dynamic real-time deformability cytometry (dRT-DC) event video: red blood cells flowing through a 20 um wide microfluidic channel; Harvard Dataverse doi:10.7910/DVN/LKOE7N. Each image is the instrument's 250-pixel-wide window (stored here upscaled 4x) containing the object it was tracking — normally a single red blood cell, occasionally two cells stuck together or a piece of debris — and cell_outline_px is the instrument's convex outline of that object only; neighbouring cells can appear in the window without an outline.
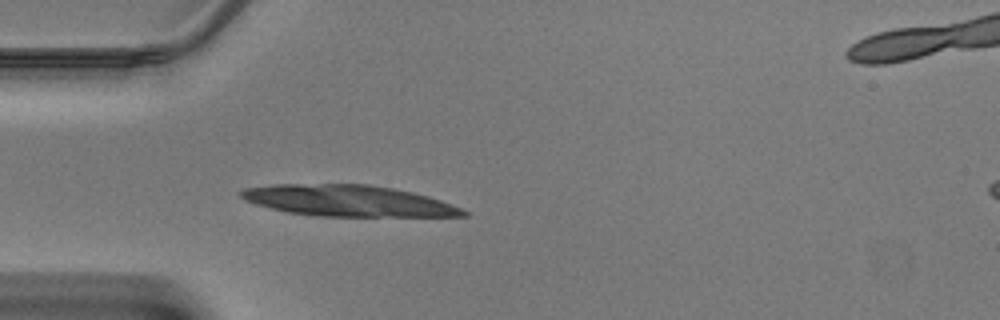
{"species": "Egyptian fruit bat (a non-hibernating species)", "species_latin": "Rousettus aegyptiacus", "temperature_condition": "warm", "stored_images_in_passage": 13, "segment_of_instrument_passage": [2, 2], "camera_frame_rate_fps": 3000, "um_per_image_px": 0.085, "animal": {"sex": "male"}, "frame": {"image": 1, "passage_image": 12, "time_ms": 3.667, "image_size_px": [1000, 320], "cell_outline_px": [[460, 212], [440, 216], [424, 216], [388, 212], [356, 188], [376, 188], [416, 196], [432, 200], [452, 208]], "centroid_in_image_um": [34.55, 17.28], "position_along_channel_um": 50.4, "area_um2": 10.64}}